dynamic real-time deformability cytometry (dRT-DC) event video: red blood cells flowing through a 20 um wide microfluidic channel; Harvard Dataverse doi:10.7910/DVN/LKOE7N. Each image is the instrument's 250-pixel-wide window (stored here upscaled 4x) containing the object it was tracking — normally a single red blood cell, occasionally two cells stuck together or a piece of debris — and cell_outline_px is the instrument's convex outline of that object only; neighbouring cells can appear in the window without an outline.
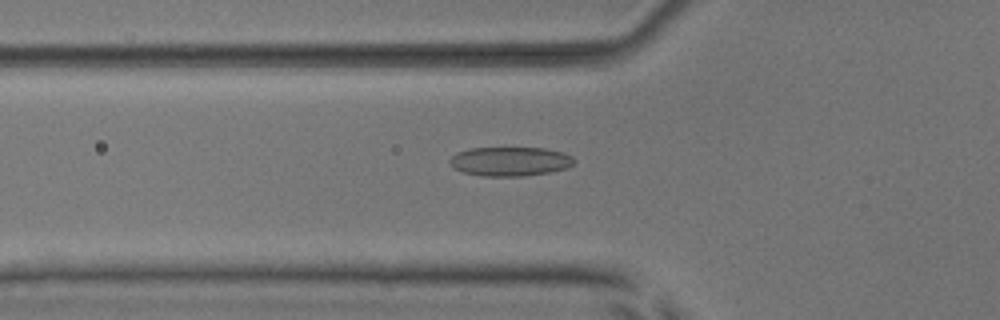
{"species": "common noctule bat (a hibernating species)", "species_latin": "Nyctalus noctula", "temperature_condition": "room temperature", "stored_images_in_passage": 34, "camera_frame_rate_fps": 3000, "um_per_image_px": 0.085, "animal": {"sex": "male", "body_mass_g": 17.9, "forearm_length_mm": 54.2}, "frame": {"image": 1, "passage_image": 2, "time_ms": 0.333, "image_size_px": [1000, 320], "cell_outline_px": [[576, 160], [572, 164], [564, 168], [548, 172], [524, 176], [484, 176], [464, 172], [456, 168], [448, 160], [456, 152], [472, 148], [544, 148], [564, 152], [572, 156]], "centroid_in_image_um": [43.37, 13.71], "position_along_channel_um": 82.4, "area_um2": 20.92}}
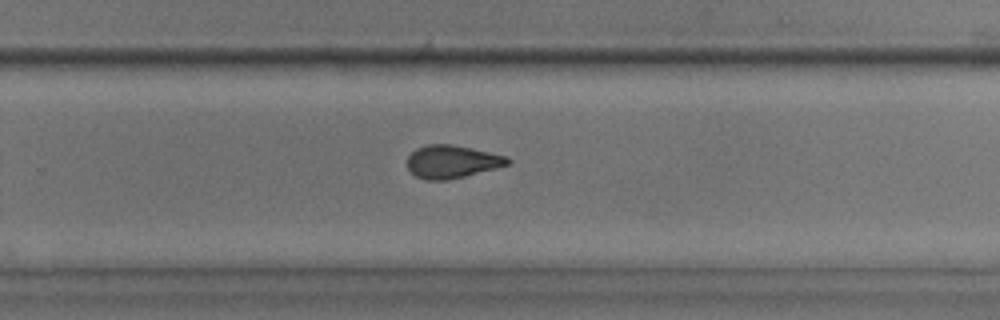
{"frame": {"image": 2, "passage_image": 18, "time_ms": 5.667, "image_size_px": [1000, 320], "cell_outline_px": [[512, 160], [508, 164], [496, 168], [448, 180], [424, 180], [416, 176], [408, 168], [408, 156], [416, 148], [428, 144], [452, 144], [472, 148], [508, 156]], "centroid_in_image_um": [38.43, 13.73], "position_along_channel_um": 291.4, "area_um2": 19.25}}
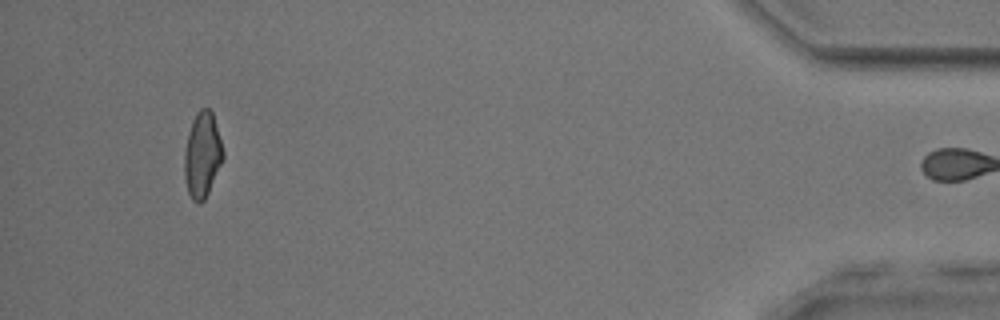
{"frame": {"image": 3, "passage_image": 33, "time_ms": 10.667, "image_size_px": [1000, 320], "cell_outline_px": [[224, 160], [204, 200], [200, 204], [196, 204], [192, 200], [188, 192], [184, 176], [184, 152], [188, 132], [192, 120], [196, 112], [200, 108], [208, 108], [212, 112], [224, 152]], "centroid_in_image_um": [17.19, 13.18], "position_along_channel_um": 418.0, "area_um2": 19.42}, "authors_computed_cell_mechanics": {"area_um2": 19.4208, "velocity_mm_per_s": 3.9202, "shape_relaxation_time_tau1_ms": 7.2087, "shape_relaxation_time_tau2_ms": 1.0472, "deformation_change_tau1": 0.1854, "deformation_change_tau2": 0.0621}}